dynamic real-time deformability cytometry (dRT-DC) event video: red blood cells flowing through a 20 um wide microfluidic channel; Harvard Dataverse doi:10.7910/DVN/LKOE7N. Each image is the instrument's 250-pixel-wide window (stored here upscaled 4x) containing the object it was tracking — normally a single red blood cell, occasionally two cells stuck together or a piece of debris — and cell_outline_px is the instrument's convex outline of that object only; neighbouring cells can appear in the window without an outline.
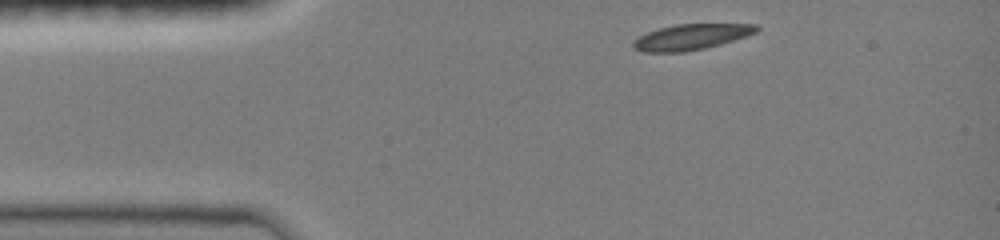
{"species": "common noctule bat (a hibernating species)", "species_latin": "Nyctalus noctula", "temperature_condition": "room temperature", "stored_images_in_passage": 36, "camera_frame_rate_fps": 3000, "um_per_image_px": 0.085, "animal": {"sex": "female", "body_mass_g": 19.0, "forearm_length_mm": 51.5}, "frame": {"image": 1, "passage_image": 1, "time_ms": 0.0, "image_size_px": [1000, 240], "cell_outline_px": [[760, 28], [756, 32], [748, 36], [720, 44], [704, 48], [684, 52], [644, 52], [632, 48], [632, 44], [640, 36], [648, 32], [660, 28], [676, 24], [756, 24]], "centroid_in_image_um": [58.77, 3.14], "position_along_channel_um": 26.2, "area_um2": 18.32}}
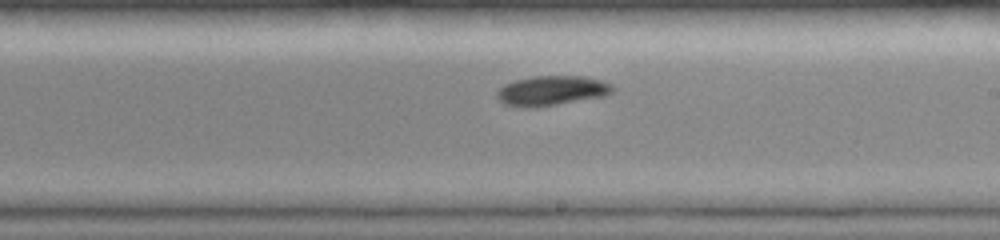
{"frame": {"image": 2, "passage_image": 21, "time_ms": 6.667, "image_size_px": [1000, 240], "cell_outline_px": [[612, 92], [608, 96], [536, 108], [524, 108], [504, 104], [496, 96], [496, 92], [504, 84], [516, 80], [536, 76], [584, 76], [600, 80], [612, 84]], "centroid_in_image_um": [46.9, 7.72], "position_along_channel_um": 242.1, "area_um2": 20.29}}
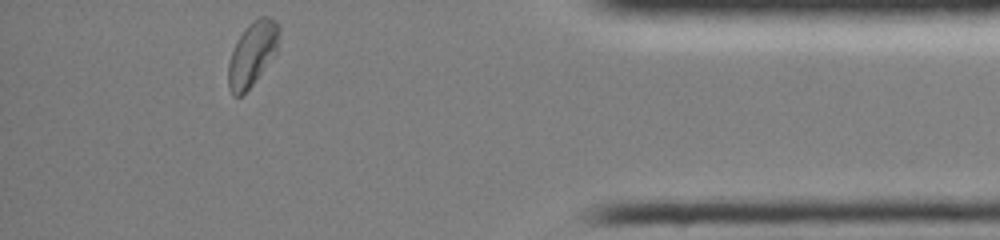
{"frame": {"image": 3, "passage_image": 36, "time_ms": 11.667, "image_size_px": [1000, 240], "cell_outline_px": [[280, 32], [276, 52], [252, 84], [240, 96], [232, 96], [228, 88], [228, 64], [232, 52], [244, 28], [252, 20], [260, 16], [268, 16], [280, 28]], "centroid_in_image_um": [21.43, 4.56], "position_along_channel_um": 413.8, "area_um2": 18.61}, "authors_computed_cell_mechanics": {"area_um2": 19.2763, "velocity_mm_per_s": 3.9991, "shape_relaxation_time_tau1_ms": 3.6961, "shape_relaxation_time_tau2_ms": null, "deformation_change_tau1": 0.1148, "deformation_change_tau2": null}}